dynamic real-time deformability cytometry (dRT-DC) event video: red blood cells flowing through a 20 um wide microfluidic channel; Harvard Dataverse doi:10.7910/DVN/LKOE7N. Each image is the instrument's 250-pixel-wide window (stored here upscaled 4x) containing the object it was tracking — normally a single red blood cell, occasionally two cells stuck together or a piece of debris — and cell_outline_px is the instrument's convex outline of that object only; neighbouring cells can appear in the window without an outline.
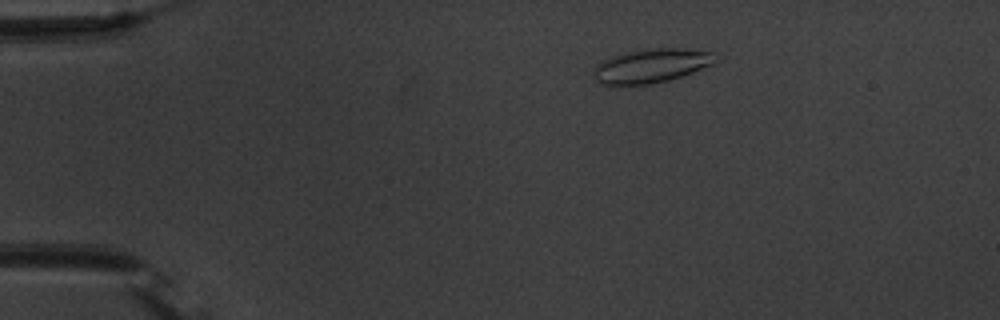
{"species": "common noctule bat (a hibernating species)", "species_latin": "Nyctalus noctula", "temperature_condition": "warm", "stored_images_in_passage": 53, "camera_frame_rate_fps": 3000, "um_per_image_px": 0.085, "animal": {"sex": "male", "body_mass_g": 20.1, "forearm_length_mm": 53.5}, "frame": {"image": 1, "passage_image": 9, "time_ms": 2.667, "image_size_px": [1000, 320], "cell_outline_px": [[720, 60], [712, 64], [692, 72], [668, 80], [648, 84], [600, 84], [596, 80], [592, 72], [596, 64], [612, 56], [628, 52], [648, 48], [676, 48], [716, 52]], "centroid_in_image_um": [55.39, 5.57], "position_along_channel_um": 29.6, "area_um2": 23.99}}
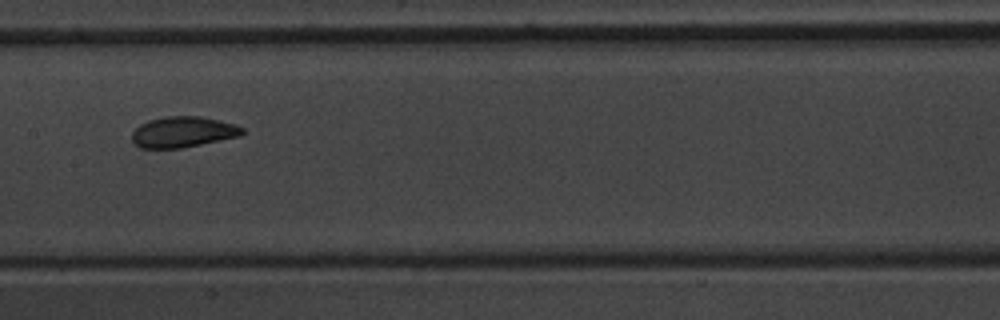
{"frame": {"image": 2, "passage_image": 27, "time_ms": 8.667, "image_size_px": [1000, 320], "cell_outline_px": [[244, 132], [240, 136], [180, 148], [140, 148], [132, 140], [132, 132], [140, 124], [148, 120], [168, 116], [200, 116], [220, 120], [236, 124], [244, 128]], "centroid_in_image_um": [15.56, 11.21], "position_along_channel_um": 191.8, "area_um2": 19.77}}
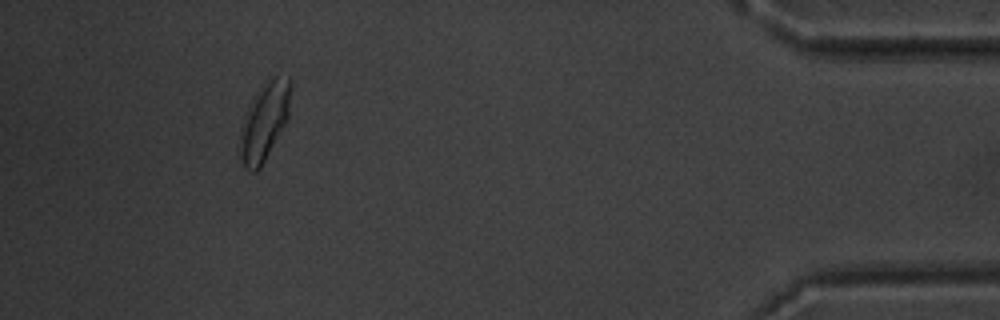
{"frame": {"image": 3, "passage_image": 49, "time_ms": 16.0, "image_size_px": [1000, 320], "cell_outline_px": [[292, 88], [288, 120], [260, 168], [256, 172], [252, 172], [244, 168], [240, 152], [244, 116], [260, 84], [276, 76], [288, 76], [292, 84]], "centroid_in_image_um": [22.53, 10.28], "position_along_channel_um": 412.7, "area_um2": 22.89}, "authors_computed_cell_mechanics": {"area_um2": 20.4612, "velocity_mm_per_s": 3.7698, "shape_relaxation_time_tau1_ms": 5.184, "shape_relaxation_time_tau2_ms": 1.3457, "deformation_change_tau1": 0.148, "deformation_change_tau2": 0.0738}}